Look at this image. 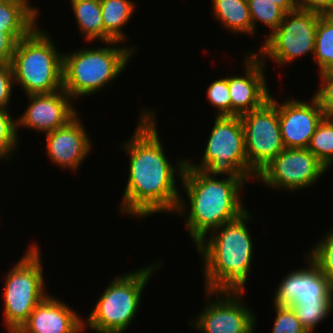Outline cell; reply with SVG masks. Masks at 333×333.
Segmentation results:
<instances>
[{
    "label": "cell",
    "instance_id": "484cf974",
    "mask_svg": "<svg viewBox=\"0 0 333 333\" xmlns=\"http://www.w3.org/2000/svg\"><path fill=\"white\" fill-rule=\"evenodd\" d=\"M308 333H313L316 326L332 313L333 301H318V303H293L290 306Z\"/></svg>",
    "mask_w": 333,
    "mask_h": 333
},
{
    "label": "cell",
    "instance_id": "83f0119b",
    "mask_svg": "<svg viewBox=\"0 0 333 333\" xmlns=\"http://www.w3.org/2000/svg\"><path fill=\"white\" fill-rule=\"evenodd\" d=\"M308 257L318 266L320 271L329 279L333 289V230L323 236L314 246Z\"/></svg>",
    "mask_w": 333,
    "mask_h": 333
},
{
    "label": "cell",
    "instance_id": "f546056e",
    "mask_svg": "<svg viewBox=\"0 0 333 333\" xmlns=\"http://www.w3.org/2000/svg\"><path fill=\"white\" fill-rule=\"evenodd\" d=\"M272 333H308L301 325L294 310L288 306H276Z\"/></svg>",
    "mask_w": 333,
    "mask_h": 333
},
{
    "label": "cell",
    "instance_id": "30bf717a",
    "mask_svg": "<svg viewBox=\"0 0 333 333\" xmlns=\"http://www.w3.org/2000/svg\"><path fill=\"white\" fill-rule=\"evenodd\" d=\"M250 169L257 175L284 149L278 107L269 99L262 107L240 116Z\"/></svg>",
    "mask_w": 333,
    "mask_h": 333
},
{
    "label": "cell",
    "instance_id": "7c38bea8",
    "mask_svg": "<svg viewBox=\"0 0 333 333\" xmlns=\"http://www.w3.org/2000/svg\"><path fill=\"white\" fill-rule=\"evenodd\" d=\"M208 297L205 307L196 318L190 320L192 328L203 333H250L256 327L257 319L249 306L244 304V293L205 290ZM217 296L214 300L210 298Z\"/></svg>",
    "mask_w": 333,
    "mask_h": 333
},
{
    "label": "cell",
    "instance_id": "5b68a950",
    "mask_svg": "<svg viewBox=\"0 0 333 333\" xmlns=\"http://www.w3.org/2000/svg\"><path fill=\"white\" fill-rule=\"evenodd\" d=\"M10 65L14 82L27 95L63 89V53L45 29L36 26L18 41Z\"/></svg>",
    "mask_w": 333,
    "mask_h": 333
},
{
    "label": "cell",
    "instance_id": "7a4b0ae2",
    "mask_svg": "<svg viewBox=\"0 0 333 333\" xmlns=\"http://www.w3.org/2000/svg\"><path fill=\"white\" fill-rule=\"evenodd\" d=\"M217 177L186 164L181 178L190 207L188 209L187 201L180 197L175 214L183 216L189 210L185 226L195 245L211 231L238 219L248 210L243 206L241 197L248 179Z\"/></svg>",
    "mask_w": 333,
    "mask_h": 333
},
{
    "label": "cell",
    "instance_id": "4fadbf2b",
    "mask_svg": "<svg viewBox=\"0 0 333 333\" xmlns=\"http://www.w3.org/2000/svg\"><path fill=\"white\" fill-rule=\"evenodd\" d=\"M270 100L278 107L284 147L307 148L318 124L325 117L317 99L313 96L307 102L288 98L280 103L271 95Z\"/></svg>",
    "mask_w": 333,
    "mask_h": 333
},
{
    "label": "cell",
    "instance_id": "1f68e13d",
    "mask_svg": "<svg viewBox=\"0 0 333 333\" xmlns=\"http://www.w3.org/2000/svg\"><path fill=\"white\" fill-rule=\"evenodd\" d=\"M14 83L12 67L10 64L0 66V108L9 110Z\"/></svg>",
    "mask_w": 333,
    "mask_h": 333
},
{
    "label": "cell",
    "instance_id": "277c9868",
    "mask_svg": "<svg viewBox=\"0 0 333 333\" xmlns=\"http://www.w3.org/2000/svg\"><path fill=\"white\" fill-rule=\"evenodd\" d=\"M118 43L110 41L104 43L106 47L63 53V89L72 99L96 94L126 69L136 47H117Z\"/></svg>",
    "mask_w": 333,
    "mask_h": 333
},
{
    "label": "cell",
    "instance_id": "6da1fadb",
    "mask_svg": "<svg viewBox=\"0 0 333 333\" xmlns=\"http://www.w3.org/2000/svg\"><path fill=\"white\" fill-rule=\"evenodd\" d=\"M142 110L133 135L122 143L130 160L128 181L119 204L122 214L139 219L159 212L175 213L181 197L175 175L181 182L187 163V159H179L174 166L168 160L156 129L155 111Z\"/></svg>",
    "mask_w": 333,
    "mask_h": 333
},
{
    "label": "cell",
    "instance_id": "9a60e30c",
    "mask_svg": "<svg viewBox=\"0 0 333 333\" xmlns=\"http://www.w3.org/2000/svg\"><path fill=\"white\" fill-rule=\"evenodd\" d=\"M307 261V267L293 270L284 276L274 293V305L290 307L293 303L333 301L329 279L309 257Z\"/></svg>",
    "mask_w": 333,
    "mask_h": 333
},
{
    "label": "cell",
    "instance_id": "836d02e7",
    "mask_svg": "<svg viewBox=\"0 0 333 333\" xmlns=\"http://www.w3.org/2000/svg\"><path fill=\"white\" fill-rule=\"evenodd\" d=\"M18 40L9 32H0V66L11 63Z\"/></svg>",
    "mask_w": 333,
    "mask_h": 333
},
{
    "label": "cell",
    "instance_id": "ffe728a7",
    "mask_svg": "<svg viewBox=\"0 0 333 333\" xmlns=\"http://www.w3.org/2000/svg\"><path fill=\"white\" fill-rule=\"evenodd\" d=\"M104 27V43L127 40L122 30L135 12L136 3L132 0H100Z\"/></svg>",
    "mask_w": 333,
    "mask_h": 333
},
{
    "label": "cell",
    "instance_id": "4316f807",
    "mask_svg": "<svg viewBox=\"0 0 333 333\" xmlns=\"http://www.w3.org/2000/svg\"><path fill=\"white\" fill-rule=\"evenodd\" d=\"M18 136L17 120L9 110L0 108V159L13 160L12 154L18 150L15 149L19 145Z\"/></svg>",
    "mask_w": 333,
    "mask_h": 333
},
{
    "label": "cell",
    "instance_id": "8992f818",
    "mask_svg": "<svg viewBox=\"0 0 333 333\" xmlns=\"http://www.w3.org/2000/svg\"><path fill=\"white\" fill-rule=\"evenodd\" d=\"M153 264L114 277L84 320V329L89 327L96 333H123L127 330L141 307L143 289L156 268L161 266L158 261Z\"/></svg>",
    "mask_w": 333,
    "mask_h": 333
},
{
    "label": "cell",
    "instance_id": "d4e9b609",
    "mask_svg": "<svg viewBox=\"0 0 333 333\" xmlns=\"http://www.w3.org/2000/svg\"><path fill=\"white\" fill-rule=\"evenodd\" d=\"M247 2L254 33L258 21L269 27L268 36L271 35L283 21L286 12L269 0H247Z\"/></svg>",
    "mask_w": 333,
    "mask_h": 333
},
{
    "label": "cell",
    "instance_id": "f1b7e54d",
    "mask_svg": "<svg viewBox=\"0 0 333 333\" xmlns=\"http://www.w3.org/2000/svg\"><path fill=\"white\" fill-rule=\"evenodd\" d=\"M207 98L217 110L216 116H231V97L228 87V77L212 82L207 87Z\"/></svg>",
    "mask_w": 333,
    "mask_h": 333
},
{
    "label": "cell",
    "instance_id": "9c48e42d",
    "mask_svg": "<svg viewBox=\"0 0 333 333\" xmlns=\"http://www.w3.org/2000/svg\"><path fill=\"white\" fill-rule=\"evenodd\" d=\"M320 16L299 9L287 12L278 28L271 35H266L263 45L255 53L262 60L270 57L279 67L309 53L313 56Z\"/></svg>",
    "mask_w": 333,
    "mask_h": 333
},
{
    "label": "cell",
    "instance_id": "d6986e66",
    "mask_svg": "<svg viewBox=\"0 0 333 333\" xmlns=\"http://www.w3.org/2000/svg\"><path fill=\"white\" fill-rule=\"evenodd\" d=\"M38 14L37 7L31 6L30 1H2L0 2V32H9L19 41L38 26L36 22Z\"/></svg>",
    "mask_w": 333,
    "mask_h": 333
},
{
    "label": "cell",
    "instance_id": "44dd1931",
    "mask_svg": "<svg viewBox=\"0 0 333 333\" xmlns=\"http://www.w3.org/2000/svg\"><path fill=\"white\" fill-rule=\"evenodd\" d=\"M212 12L228 31L254 34L247 0H212Z\"/></svg>",
    "mask_w": 333,
    "mask_h": 333
},
{
    "label": "cell",
    "instance_id": "e0dca14e",
    "mask_svg": "<svg viewBox=\"0 0 333 333\" xmlns=\"http://www.w3.org/2000/svg\"><path fill=\"white\" fill-rule=\"evenodd\" d=\"M78 114L67 124L46 134L48 158L62 169L77 170L92 145Z\"/></svg>",
    "mask_w": 333,
    "mask_h": 333
},
{
    "label": "cell",
    "instance_id": "3957f363",
    "mask_svg": "<svg viewBox=\"0 0 333 333\" xmlns=\"http://www.w3.org/2000/svg\"><path fill=\"white\" fill-rule=\"evenodd\" d=\"M248 210L238 219L211 231L196 244L204 263V290L244 293L251 270L253 242Z\"/></svg>",
    "mask_w": 333,
    "mask_h": 333
},
{
    "label": "cell",
    "instance_id": "d6a6232c",
    "mask_svg": "<svg viewBox=\"0 0 333 333\" xmlns=\"http://www.w3.org/2000/svg\"><path fill=\"white\" fill-rule=\"evenodd\" d=\"M297 9L320 15H333V0H295Z\"/></svg>",
    "mask_w": 333,
    "mask_h": 333
},
{
    "label": "cell",
    "instance_id": "4dcf8cb0",
    "mask_svg": "<svg viewBox=\"0 0 333 333\" xmlns=\"http://www.w3.org/2000/svg\"><path fill=\"white\" fill-rule=\"evenodd\" d=\"M320 86L313 95L325 115V117H333V69L327 70L319 74Z\"/></svg>",
    "mask_w": 333,
    "mask_h": 333
},
{
    "label": "cell",
    "instance_id": "ba28073f",
    "mask_svg": "<svg viewBox=\"0 0 333 333\" xmlns=\"http://www.w3.org/2000/svg\"><path fill=\"white\" fill-rule=\"evenodd\" d=\"M201 164L187 159V165L210 176L223 175L236 179H254L245 151V138L240 116H216ZM223 174V175H222Z\"/></svg>",
    "mask_w": 333,
    "mask_h": 333
},
{
    "label": "cell",
    "instance_id": "603a6c76",
    "mask_svg": "<svg viewBox=\"0 0 333 333\" xmlns=\"http://www.w3.org/2000/svg\"><path fill=\"white\" fill-rule=\"evenodd\" d=\"M313 59L318 73L333 69V15L319 17Z\"/></svg>",
    "mask_w": 333,
    "mask_h": 333
},
{
    "label": "cell",
    "instance_id": "5bb4252c",
    "mask_svg": "<svg viewBox=\"0 0 333 333\" xmlns=\"http://www.w3.org/2000/svg\"><path fill=\"white\" fill-rule=\"evenodd\" d=\"M244 57V75L228 76L231 116H241L260 108L271 96L264 73L265 61L251 51Z\"/></svg>",
    "mask_w": 333,
    "mask_h": 333
},
{
    "label": "cell",
    "instance_id": "8fae6325",
    "mask_svg": "<svg viewBox=\"0 0 333 333\" xmlns=\"http://www.w3.org/2000/svg\"><path fill=\"white\" fill-rule=\"evenodd\" d=\"M327 170L307 148H285L256 179L272 189L295 192L311 187Z\"/></svg>",
    "mask_w": 333,
    "mask_h": 333
},
{
    "label": "cell",
    "instance_id": "7402d4cb",
    "mask_svg": "<svg viewBox=\"0 0 333 333\" xmlns=\"http://www.w3.org/2000/svg\"><path fill=\"white\" fill-rule=\"evenodd\" d=\"M78 30L88 42H104V27L100 0H70Z\"/></svg>",
    "mask_w": 333,
    "mask_h": 333
},
{
    "label": "cell",
    "instance_id": "ac0fdd59",
    "mask_svg": "<svg viewBox=\"0 0 333 333\" xmlns=\"http://www.w3.org/2000/svg\"><path fill=\"white\" fill-rule=\"evenodd\" d=\"M66 302L49 294L16 333H82L84 320Z\"/></svg>",
    "mask_w": 333,
    "mask_h": 333
},
{
    "label": "cell",
    "instance_id": "e575fe53",
    "mask_svg": "<svg viewBox=\"0 0 333 333\" xmlns=\"http://www.w3.org/2000/svg\"><path fill=\"white\" fill-rule=\"evenodd\" d=\"M269 1L280 6L286 13L297 9L295 0H269Z\"/></svg>",
    "mask_w": 333,
    "mask_h": 333
},
{
    "label": "cell",
    "instance_id": "cb8c5ba5",
    "mask_svg": "<svg viewBox=\"0 0 333 333\" xmlns=\"http://www.w3.org/2000/svg\"><path fill=\"white\" fill-rule=\"evenodd\" d=\"M307 149L329 170L333 165V117H324Z\"/></svg>",
    "mask_w": 333,
    "mask_h": 333
},
{
    "label": "cell",
    "instance_id": "52a82bcc",
    "mask_svg": "<svg viewBox=\"0 0 333 333\" xmlns=\"http://www.w3.org/2000/svg\"><path fill=\"white\" fill-rule=\"evenodd\" d=\"M38 244L28 251L6 273L4 285V323L9 333H16L28 320L34 308L48 294Z\"/></svg>",
    "mask_w": 333,
    "mask_h": 333
},
{
    "label": "cell",
    "instance_id": "2e32d148",
    "mask_svg": "<svg viewBox=\"0 0 333 333\" xmlns=\"http://www.w3.org/2000/svg\"><path fill=\"white\" fill-rule=\"evenodd\" d=\"M26 96L29 105L24 114L17 119V128H34L47 134L64 126L78 114L72 106L74 100L64 89Z\"/></svg>",
    "mask_w": 333,
    "mask_h": 333
}]
</instances>
